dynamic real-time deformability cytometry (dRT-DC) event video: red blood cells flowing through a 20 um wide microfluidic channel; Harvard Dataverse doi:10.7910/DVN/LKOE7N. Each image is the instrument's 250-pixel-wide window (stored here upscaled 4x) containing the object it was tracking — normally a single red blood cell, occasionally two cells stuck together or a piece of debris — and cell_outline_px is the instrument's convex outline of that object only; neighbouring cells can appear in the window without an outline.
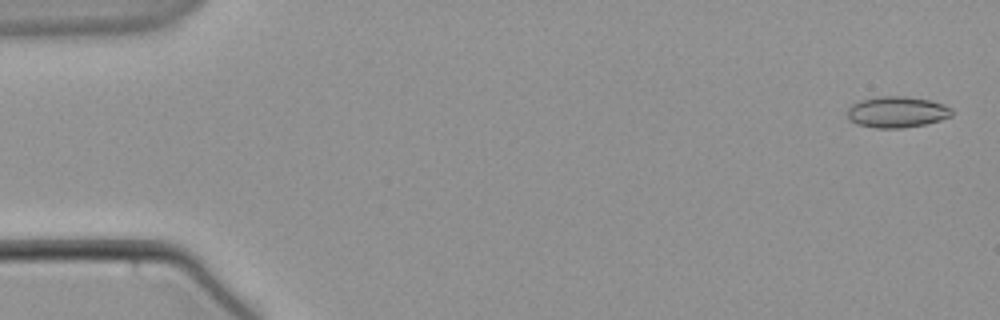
{"species": "common noctule bat (a hibernating species)", "species_latin": "Nyctalus noctula", "temperature_condition": "warm", "stored_images_in_passage": 56, "camera_frame_rate_fps": 3000, "um_per_image_px": 0.085, "animal": {"sex": "male", "body_mass_g": 21.5, "forearm_length_mm": 52.0}, "frame": {"image": 1, "passage_image": 2, "time_ms": 0.333, "image_size_px": [1000, 320], "cell_outline_px": [[952, 116], [940, 120], [924, 124], [900, 128], [876, 128], [856, 124], [848, 120], [848, 108], [852, 104], [860, 100], [876, 96], [904, 96], [928, 100], [944, 104], [952, 108]], "centroid_in_image_um": [76.22, 9.52], "position_along_channel_um": 8.8, "area_um2": 19.02}}
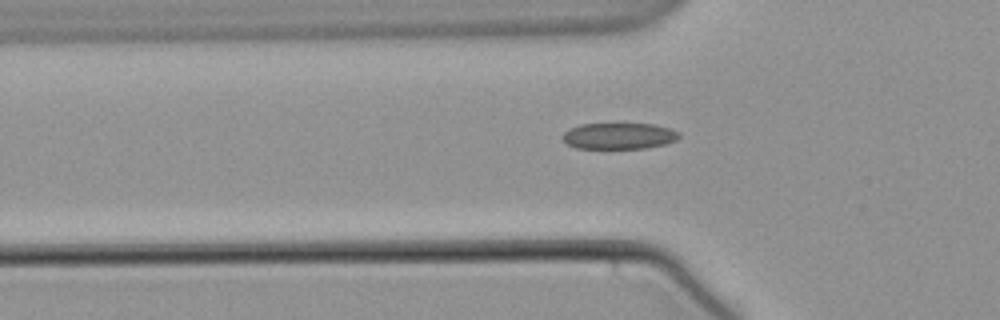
{"frame": {"image": 2, "passage_image": 19, "time_ms": 6.0, "image_size_px": [1000, 320], "cell_outline_px": [[680, 136], [676, 140], [664, 144], [648, 148], [576, 148], [568, 144], [560, 136], [564, 132], [580, 124], [652, 124], [668, 128], [680, 132]], "centroid_in_image_um": [52.61, 11.56], "position_along_channel_um": 73.2, "area_um2": 17.69}}
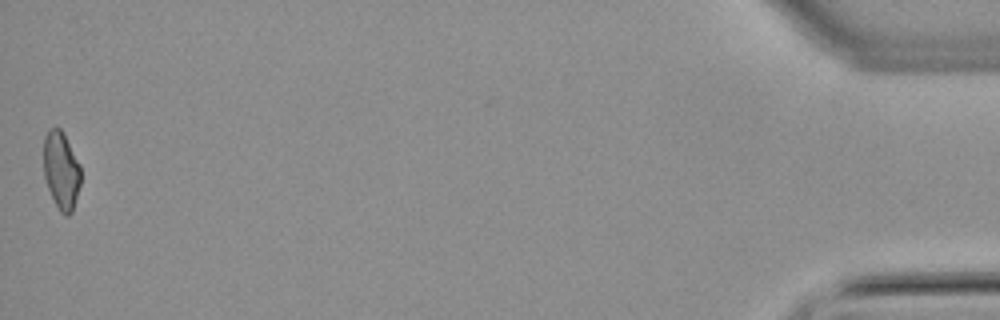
{"frame": {"image": 3, "passage_image": 56, "time_ms": 18.333, "image_size_px": [1000, 320], "cell_outline_px": [[80, 184], [72, 212], [68, 216], [64, 216], [60, 212], [48, 188], [44, 176], [44, 136], [48, 128], [56, 124], [60, 128], [80, 164]], "centroid_in_image_um": [5.19, 14.45], "position_along_channel_um": 430.0, "area_um2": 16.82}}